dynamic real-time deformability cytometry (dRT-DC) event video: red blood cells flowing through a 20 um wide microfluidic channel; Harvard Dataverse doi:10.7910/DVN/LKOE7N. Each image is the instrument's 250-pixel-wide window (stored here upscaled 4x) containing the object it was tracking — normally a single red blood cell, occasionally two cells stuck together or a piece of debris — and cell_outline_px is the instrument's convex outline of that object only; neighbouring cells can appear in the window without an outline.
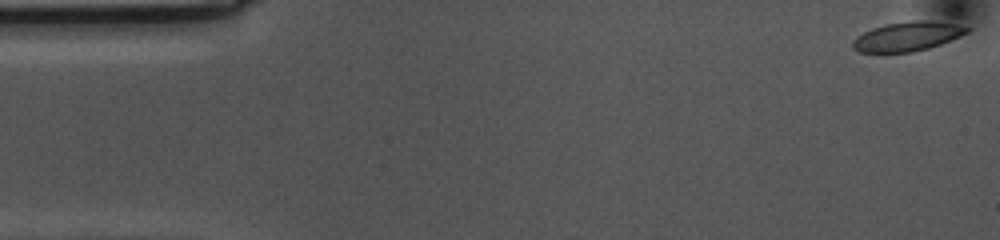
{"species": "common noctule bat (a hibernating species)", "species_latin": "Nyctalus noctula", "temperature_condition": "cold", "stored_images_in_passage": 55, "camera_frame_rate_fps": 3000, "um_per_image_px": 0.085, "animal": {"sex": "female", "body_mass_g": 10.0, "forearm_length_mm": 53.1}, "frame": {"image": 1, "passage_image": 1, "time_ms": 0.0, "image_size_px": [1000, 240], "cell_outline_px": [[972, 28], [968, 32], [960, 36], [940, 44], [928, 48], [912, 52], [860, 52], [852, 48], [852, 40], [856, 36], [872, 28], [888, 24], [912, 20], [932, 20], [956, 24]], "centroid_in_image_um": [77.13, 3.09], "position_along_channel_um": 7.9, "area_um2": 19.48}}
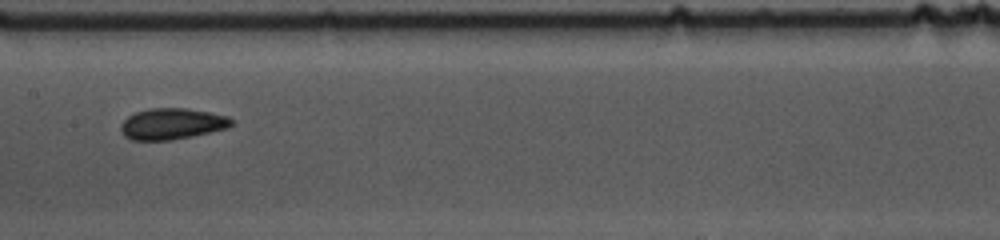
{"frame": {"image": 2, "passage_image": 26, "time_ms": 8.333, "image_size_px": [1000, 240], "cell_outline_px": [[232, 124], [228, 128], [192, 136], [172, 140], [132, 140], [124, 136], [120, 128], [120, 124], [128, 116], [136, 112], [148, 108], [188, 108], [228, 116], [232, 120]], "centroid_in_image_um": [14.6, 10.52], "position_along_channel_um": 192.8, "area_um2": 20.11}}
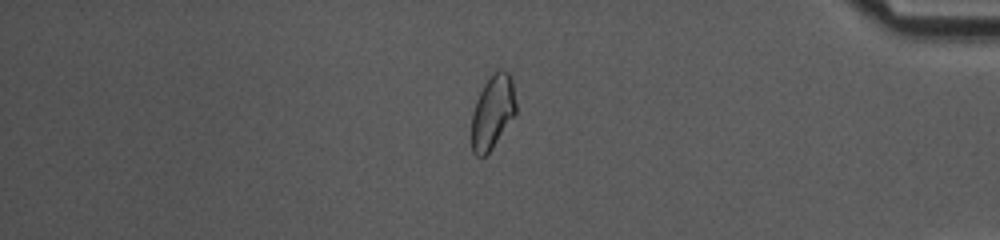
{"frame": {"image": 3, "passage_image": 46, "time_ms": 15.0, "image_size_px": [1000, 240], "cell_outline_px": [[516, 112], [492, 148], [484, 156], [476, 156], [472, 152], [472, 112], [476, 100], [484, 84], [492, 72], [500, 68], [508, 72], [512, 80], [516, 104]], "centroid_in_image_um": [41.86, 9.48], "position_along_channel_um": 393.3, "area_um2": 18.96}, "authors_computed_cell_mechanics": {"area_um2": 19.652, "velocity_mm_per_s": 3.543, "shape_relaxation_time_tau1_ms": 4.9437, "shape_relaxation_time_tau2_ms": 3.5409, "deformation_change_tau1": 0.0905, "deformation_change_tau2": 0.0621}}